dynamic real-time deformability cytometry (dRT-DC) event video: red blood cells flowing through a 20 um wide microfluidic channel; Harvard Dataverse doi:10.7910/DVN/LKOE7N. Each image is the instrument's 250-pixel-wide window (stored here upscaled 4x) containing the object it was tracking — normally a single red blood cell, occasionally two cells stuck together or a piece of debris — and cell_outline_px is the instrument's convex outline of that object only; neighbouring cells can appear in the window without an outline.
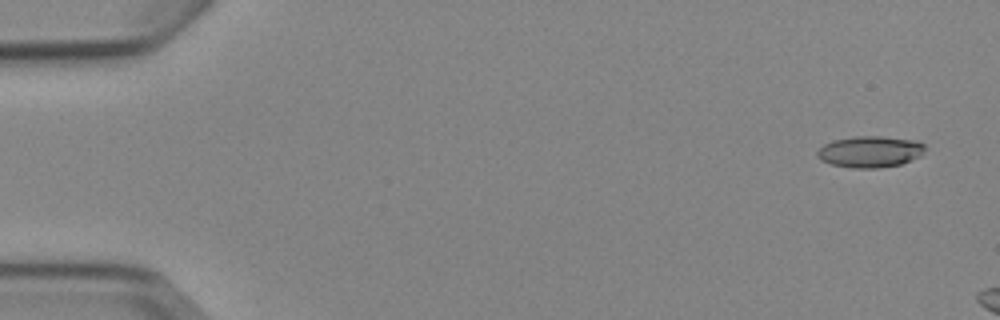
{"species": "Egyptian fruit bat (a non-hibernating species)", "species_latin": "Rousettus aegyptiacus", "temperature_condition": "cold", "stored_images_in_passage": 3, "camera_frame_rate_fps": 3000, "um_per_image_px": 0.085, "animal": {"sex": "female"}, "frame": {"image": 1, "passage_image": 1, "time_ms": 0.0, "image_size_px": [1000, 320], "cell_outline_px": [[924, 148], [920, 156], [900, 164], [880, 168], [852, 168], [832, 164], [820, 160], [816, 156], [816, 152], [824, 144], [832, 140], [852, 136], [880, 136], [916, 140], [924, 144]], "centroid_in_image_um": [73.92, 12.89], "position_along_channel_um": 11.1, "area_um2": 19.77}}